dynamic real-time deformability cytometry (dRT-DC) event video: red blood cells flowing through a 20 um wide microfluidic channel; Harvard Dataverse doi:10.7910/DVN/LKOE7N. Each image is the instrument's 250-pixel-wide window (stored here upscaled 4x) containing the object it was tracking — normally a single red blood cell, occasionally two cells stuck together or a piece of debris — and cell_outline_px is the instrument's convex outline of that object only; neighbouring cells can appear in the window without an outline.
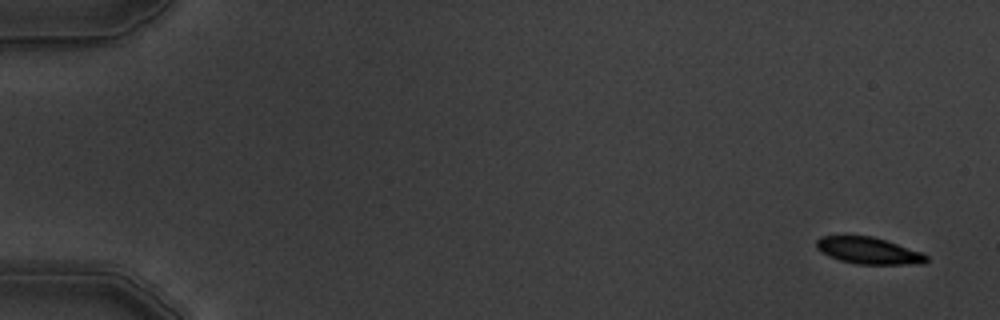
{"species": "common noctule bat (a hibernating species)", "species_latin": "Nyctalus noctula", "temperature_condition": "warm", "stored_images_in_passage": 9, "camera_frame_rate_fps": 3000, "um_per_image_px": 0.085, "animal": {"sex": "male", "body_mass_g": 19.5, "forearm_length_mm": 54.6}, "frame": {"image": 1, "passage_image": 1, "time_ms": 0.0, "image_size_px": [1000, 320], "cell_outline_px": [[928, 260], [924, 264], [856, 264], [840, 260], [828, 256], [820, 252], [816, 248], [816, 240], [820, 236], [872, 236], [924, 252], [928, 256]], "centroid_in_image_um": [73.84, 21.31], "position_along_channel_um": 11.2, "area_um2": 17.28}}